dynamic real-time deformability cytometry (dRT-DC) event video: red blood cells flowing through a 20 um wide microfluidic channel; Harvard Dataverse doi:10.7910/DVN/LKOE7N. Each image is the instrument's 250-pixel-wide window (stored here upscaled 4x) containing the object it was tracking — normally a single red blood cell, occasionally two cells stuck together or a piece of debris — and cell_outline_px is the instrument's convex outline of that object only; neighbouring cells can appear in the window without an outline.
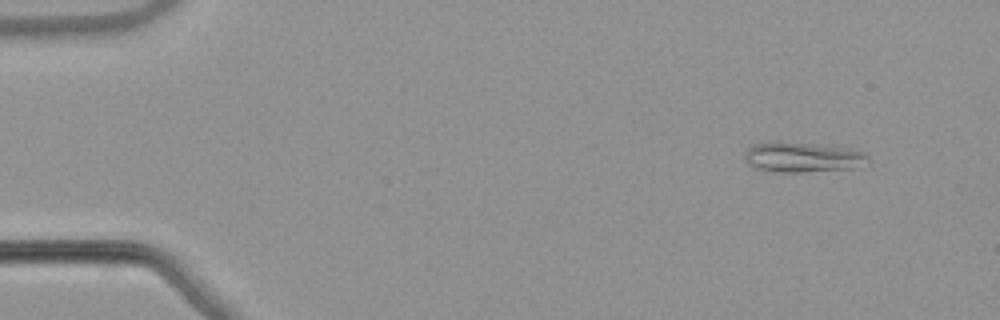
{"species": "common noctule bat (a hibernating species)", "species_latin": "Nyctalus noctula", "temperature_condition": "warm", "stored_images_in_passage": 54, "camera_frame_rate_fps": 3000, "um_per_image_px": 0.085, "animal": {"sex": "male", "body_mass_g": 21.5, "forearm_length_mm": 52.0}, "frame": {"image": 1, "passage_image": 5, "time_ms": 1.333, "image_size_px": [1000, 320], "cell_outline_px": [[868, 164], [848, 168], [800, 172], [784, 172], [756, 168], [744, 160], [744, 156], [748, 148], [756, 144], [812, 144], [848, 148], [864, 152], [868, 156]], "centroid_in_image_um": [68.28, 13.39], "position_along_channel_um": 16.7, "area_um2": 20.58}}
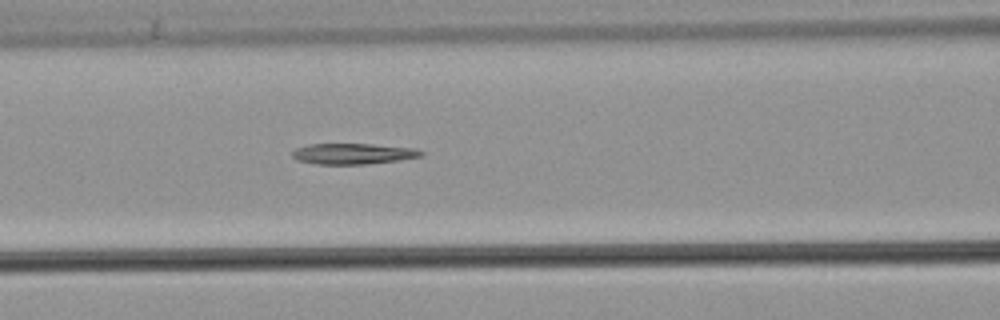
{"frame": {"image": 2, "passage_image": 23, "time_ms": 7.333, "image_size_px": [1000, 320], "cell_outline_px": [[424, 152], [420, 156], [400, 160], [368, 164], [316, 164], [296, 160], [292, 156], [292, 152], [296, 148], [308, 144], [372, 144], [412, 148]], "centroid_in_image_um": [29.96, 13.07], "position_along_channel_um": 136.6, "area_um2": 15.55}}
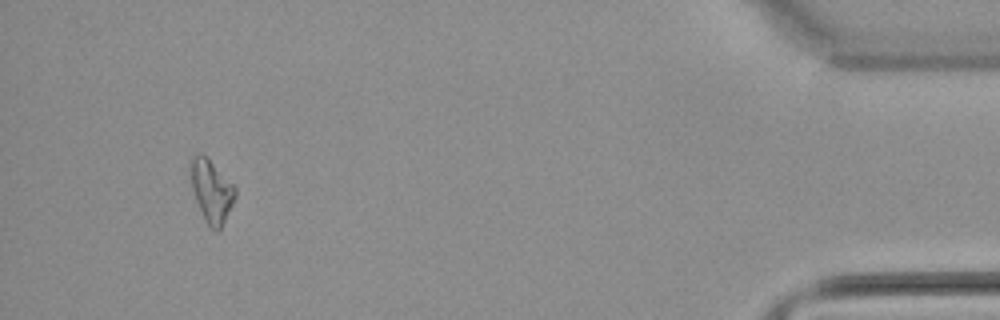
{"frame": {"image": 3, "passage_image": 50, "time_ms": 16.333, "image_size_px": [1000, 320], "cell_outline_px": [[236, 196], [220, 228], [216, 232], [208, 224], [196, 200], [192, 188], [192, 156], [204, 156], [236, 188]], "centroid_in_image_um": [18.0, 16.29], "position_along_channel_um": 417.2, "area_um2": 15.03}}